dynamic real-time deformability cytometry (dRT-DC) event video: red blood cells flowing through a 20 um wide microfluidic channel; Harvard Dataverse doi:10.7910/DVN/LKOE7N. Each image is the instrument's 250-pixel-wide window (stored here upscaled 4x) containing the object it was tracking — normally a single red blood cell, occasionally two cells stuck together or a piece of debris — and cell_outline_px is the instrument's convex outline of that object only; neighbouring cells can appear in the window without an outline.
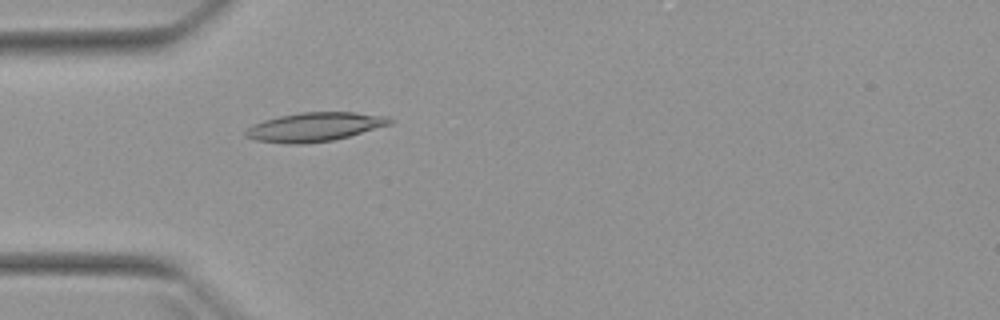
{"species": "Egyptian fruit bat (a non-hibernating species)", "species_latin": "Rousettus aegyptiacus", "temperature_condition": "warm", "stored_images_in_passage": 4, "camera_frame_rate_fps": 3000, "um_per_image_px": 0.085, "animal": {"sex": "female"}, "frame": {"image": 1, "passage_image": 4, "time_ms": 3.667, "image_size_px": [1000, 320], "cell_outline_px": [[396, 120], [392, 124], [348, 136], [332, 140], [304, 144], [288, 144], [256, 140], [244, 136], [244, 132], [252, 124], [264, 120], [280, 116], [300, 112], [356, 112], [388, 116]], "centroid_in_image_um": [26.76, 10.78], "position_along_channel_um": 58.2, "area_um2": 24.39}}